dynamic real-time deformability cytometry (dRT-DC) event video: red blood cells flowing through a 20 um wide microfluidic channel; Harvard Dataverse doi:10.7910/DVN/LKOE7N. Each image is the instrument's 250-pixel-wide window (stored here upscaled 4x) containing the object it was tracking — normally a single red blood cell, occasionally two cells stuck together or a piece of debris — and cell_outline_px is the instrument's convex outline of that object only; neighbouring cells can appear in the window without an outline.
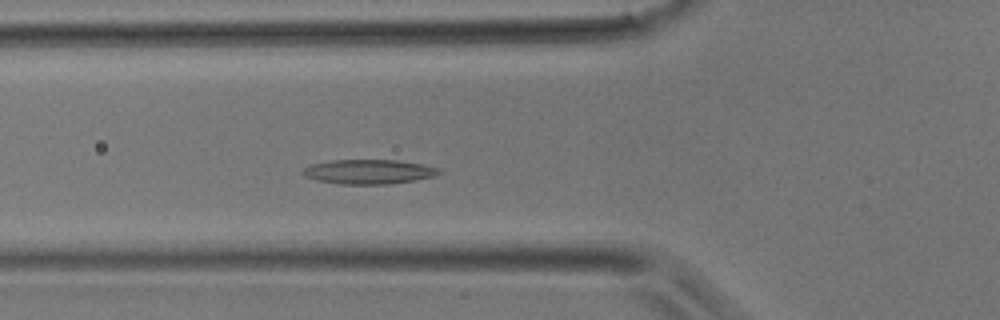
{"species": "common noctule bat (a hibernating species)", "species_latin": "Nyctalus noctula", "temperature_condition": "room temperature", "stored_images_in_passage": 31, "camera_frame_rate_fps": 3000, "um_per_image_px": 0.085, "animal": {"sex": "male", "body_mass_g": 17.9}, "frame": {"image": 1, "passage_image": 6, "time_ms": 1.667, "image_size_px": [1000, 320], "cell_outline_px": [[440, 172], [436, 176], [416, 180], [388, 184], [340, 184], [316, 180], [300, 172], [304, 168], [312, 164], [332, 160], [396, 160], [424, 164], [440, 168]], "centroid_in_image_um": [31.38, 14.59], "position_along_channel_um": 94.4, "area_um2": 19.42}}
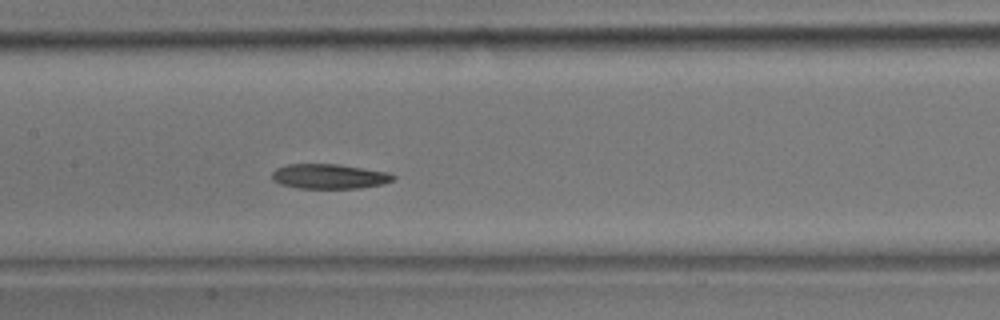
{"frame": {"image": 2, "passage_image": 11, "time_ms": 3.333, "image_size_px": [1000, 320], "cell_outline_px": [[396, 176], [392, 180], [384, 184], [360, 188], [296, 188], [280, 184], [272, 180], [272, 172], [276, 168], [288, 164], [336, 164], [388, 172]], "centroid_in_image_um": [27.96, 14.99], "position_along_channel_um": 179.4, "area_um2": 17.51}}
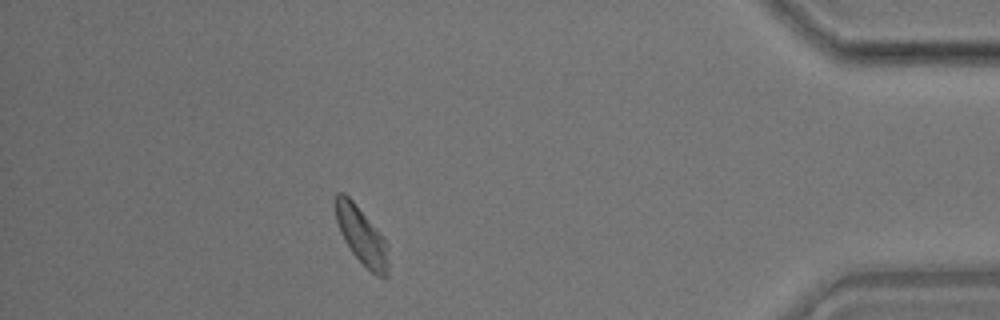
{"frame": {"image": 3, "passage_image": 27, "time_ms": 8.667, "image_size_px": [1000, 320], "cell_outline_px": [[388, 276], [384, 280], [376, 276], [352, 252], [344, 240], [340, 232], [336, 220], [336, 192], [344, 192], [352, 200], [384, 236], [388, 244]], "centroid_in_image_um": [30.78, 20.06], "position_along_channel_um": 404.4, "area_um2": 17.69}}